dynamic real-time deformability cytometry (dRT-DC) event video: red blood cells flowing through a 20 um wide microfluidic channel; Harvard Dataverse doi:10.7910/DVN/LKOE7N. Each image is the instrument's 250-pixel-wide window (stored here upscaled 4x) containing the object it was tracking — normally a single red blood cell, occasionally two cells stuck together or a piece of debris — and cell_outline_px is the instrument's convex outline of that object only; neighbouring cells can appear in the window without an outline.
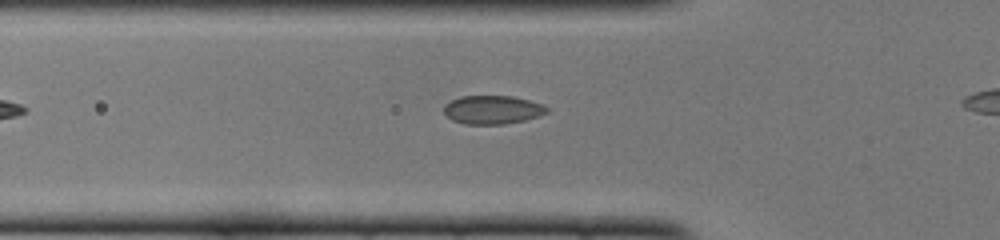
{"species": "common noctule bat (a hibernating species)", "species_latin": "Nyctalus noctula", "temperature_condition": "cold", "stored_images_in_passage": 27, "camera_frame_rate_fps": 3000, "um_per_image_px": 0.085, "animal": {"sex": "female", "body_mass_g": 22.0, "forearm_length_mm": 56.7}, "frame": {"image": 1, "passage_image": 3, "time_ms": 0.667, "image_size_px": [1000, 240], "cell_outline_px": [[548, 112], [540, 116], [524, 120], [504, 124], [464, 124], [452, 120], [444, 112], [444, 104], [460, 96], [512, 96], [544, 104], [548, 108]], "centroid_in_image_um": [41.87, 9.33], "position_along_channel_um": 83.9, "area_um2": 17.17}}
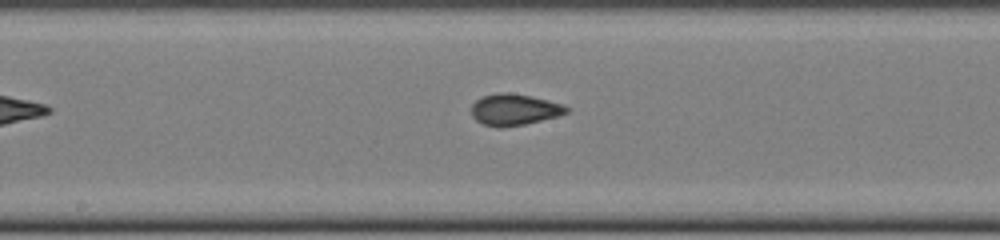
{"frame": {"image": 2, "passage_image": 12, "time_ms": 3.667, "image_size_px": [1000, 240], "cell_outline_px": [[572, 108], [568, 112], [556, 116], [524, 124], [484, 124], [476, 120], [472, 116], [472, 104], [476, 100], [484, 96], [500, 92], [508, 92], [532, 96], [548, 100]], "centroid_in_image_um": [43.75, 9.26], "position_along_channel_um": 204.5, "area_um2": 16.65}}
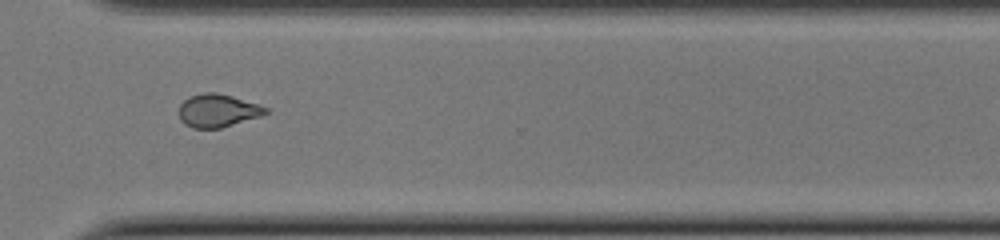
{"frame": {"image": 3, "passage_image": 23, "time_ms": 7.333, "image_size_px": [1000, 240], "cell_outline_px": [[268, 112], [260, 116], [220, 128], [192, 128], [184, 124], [180, 120], [180, 104], [188, 96], [204, 92], [216, 92], [232, 96], [268, 108]], "centroid_in_image_um": [18.46, 9.39], "position_along_channel_um": 352.1, "area_um2": 16.53}}